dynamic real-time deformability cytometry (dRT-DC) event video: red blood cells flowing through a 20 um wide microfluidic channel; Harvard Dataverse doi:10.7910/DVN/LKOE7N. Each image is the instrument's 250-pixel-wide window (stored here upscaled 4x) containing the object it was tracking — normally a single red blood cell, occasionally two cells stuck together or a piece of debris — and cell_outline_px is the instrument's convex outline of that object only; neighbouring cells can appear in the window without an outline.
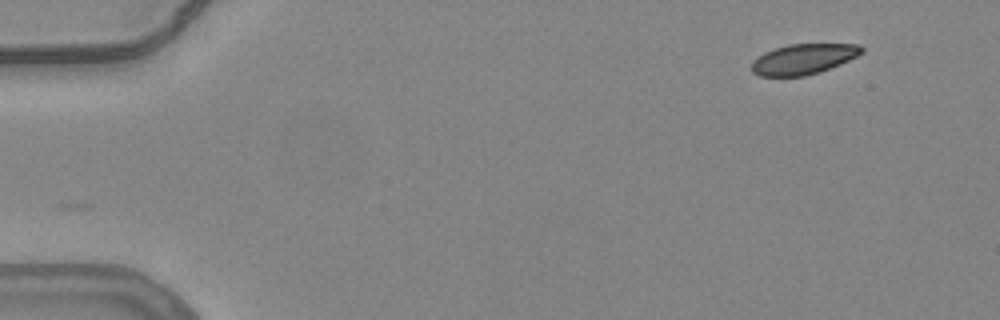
{"species": "common noctule bat (a hibernating species)", "species_latin": "Nyctalus noctula", "temperature_condition": "warm", "stored_images_in_passage": 51, "camera_frame_rate_fps": 3000, "um_per_image_px": 0.085, "animal": {"sex": "female", "body_mass_g": 24.6, "forearm_length_mm": 56.2}, "frame": {"image": 1, "passage_image": 1, "time_ms": 0.0, "image_size_px": [1000, 320], "cell_outline_px": [[864, 52], [840, 64], [820, 72], [804, 76], [760, 76], [752, 72], [752, 60], [764, 52], [788, 44], [860, 44], [864, 48]], "centroid_in_image_um": [68.29, 5.02], "position_along_channel_um": 16.7, "area_um2": 19.48}}
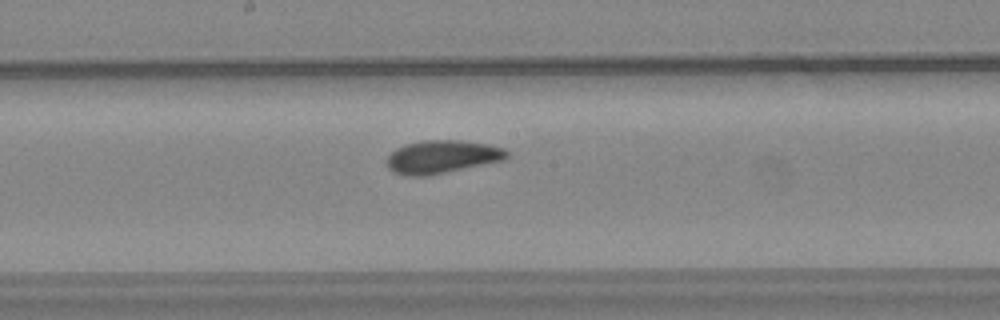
{"frame": {"image": 2, "passage_image": 26, "time_ms": 8.333, "image_size_px": [1000, 320], "cell_outline_px": [[508, 156], [504, 160], [428, 176], [404, 176], [392, 172], [388, 168], [384, 160], [396, 148], [404, 144], [424, 140], [460, 140], [488, 144], [504, 148], [508, 152]], "centroid_in_image_um": [37.53, 13.33], "position_along_channel_um": 210.7, "area_um2": 23.41}}
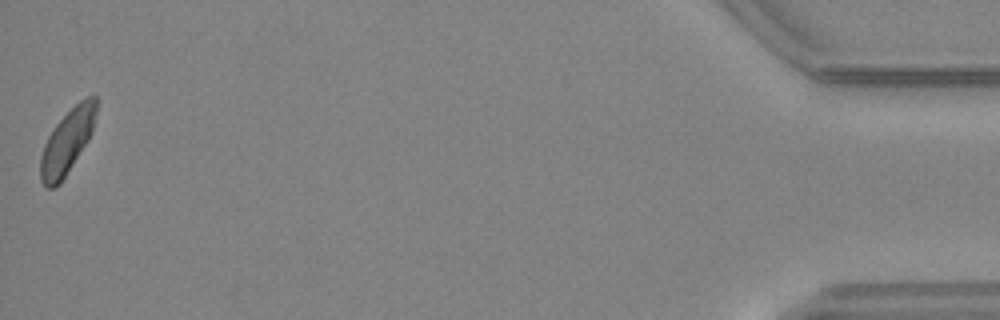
{"frame": {"image": 3, "passage_image": 51, "time_ms": 16.667, "image_size_px": [1000, 320], "cell_outline_px": [[96, 112], [92, 132], [88, 140], [60, 184], [56, 188], [44, 188], [40, 180], [40, 156], [44, 144], [48, 136], [56, 124], [80, 100], [88, 96], [96, 96]], "centroid_in_image_um": [5.68, 12.09], "position_along_channel_um": 429.5, "area_um2": 20.69}, "authors_computed_cell_mechanics": {"area_um2": 22.1374, "velocity_mm_per_s": 3.767, "shape_relaxation_time_tau1_ms": 8.1828, "shape_relaxation_time_tau2_ms": null, "deformation_change_tau1": 0.1148, "deformation_change_tau2": null}}